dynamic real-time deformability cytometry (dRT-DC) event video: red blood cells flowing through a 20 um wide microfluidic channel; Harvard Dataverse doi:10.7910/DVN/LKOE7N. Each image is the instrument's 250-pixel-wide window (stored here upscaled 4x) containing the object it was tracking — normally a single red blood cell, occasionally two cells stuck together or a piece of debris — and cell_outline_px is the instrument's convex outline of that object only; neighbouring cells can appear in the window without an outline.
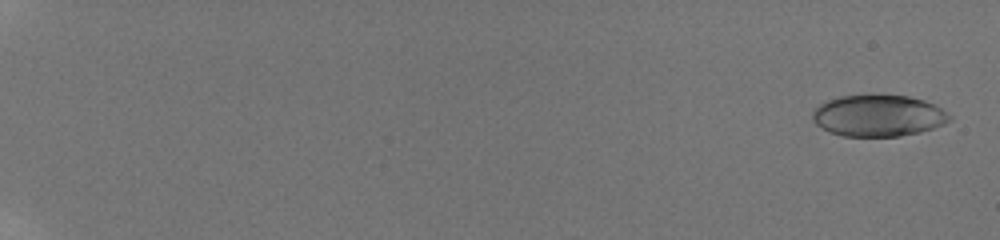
{"species": "human", "species_latin": "Homo sapiens", "temperature_condition": "room temperature", "stored_images_in_passage": 11, "camera_frame_rate_fps": 3000, "um_per_image_px": 0.085, "donor": {"sex": "male"}, "frame": {"image": 1, "passage_image": 2, "time_ms": 0.333, "image_size_px": [1000, 240], "cell_outline_px": [[952, 120], [944, 124], [920, 132], [900, 136], [844, 136], [828, 132], [816, 124], [812, 120], [812, 112], [824, 100], [840, 96], [860, 92], [908, 96], [924, 100], [936, 104], [948, 112], [952, 116]], "centroid_in_image_um": [74.65, 9.79], "position_along_channel_um": 10.4, "area_um2": 34.22}}
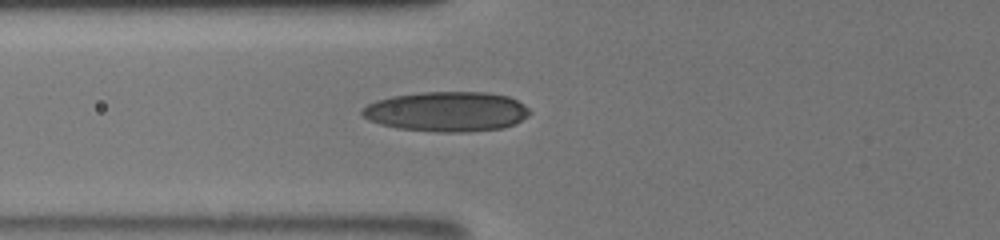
{"frame": {"image": 2, "passage_image": 11, "time_ms": 8.333, "image_size_px": [1000, 240], "cell_outline_px": [[532, 112], [528, 116], [504, 128], [468, 132], [436, 132], [396, 128], [380, 124], [368, 120], [360, 112], [368, 104], [376, 100], [392, 96], [420, 92], [488, 92], [508, 96], [524, 104]], "centroid_in_image_um": [37.98, 9.48], "position_along_channel_um": 87.8, "area_um2": 39.13}}